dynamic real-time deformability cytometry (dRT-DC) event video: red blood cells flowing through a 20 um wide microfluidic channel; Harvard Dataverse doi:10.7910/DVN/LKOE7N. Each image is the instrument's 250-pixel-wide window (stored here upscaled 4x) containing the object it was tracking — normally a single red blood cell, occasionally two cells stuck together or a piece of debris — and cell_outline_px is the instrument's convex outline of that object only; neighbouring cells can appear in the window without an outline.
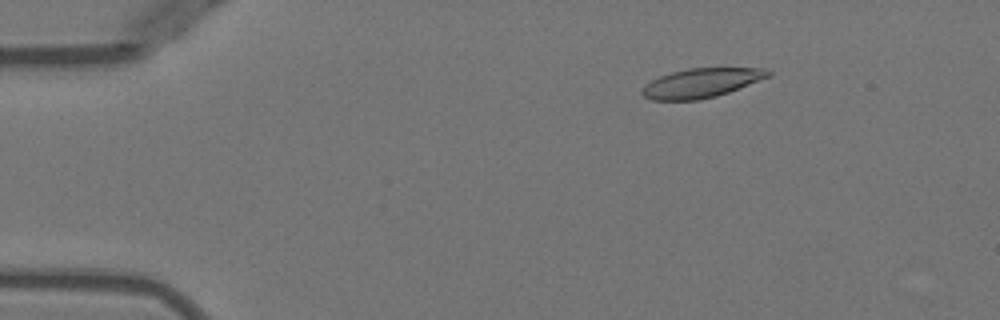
{"species": "Egyptian fruit bat (a non-hibernating species)", "species_latin": "Rousettus aegyptiacus", "temperature_condition": "warm", "stored_images_in_passage": 16, "camera_frame_rate_fps": 3000, "um_per_image_px": 0.085, "animal": {"sex": "female"}, "frame": {"image": 1, "passage_image": 8, "time_ms": 2.333, "image_size_px": [1000, 320], "cell_outline_px": [[772, 72], [768, 76], [728, 92], [716, 96], [700, 100], [652, 100], [644, 96], [640, 92], [644, 84], [660, 76], [672, 72], [688, 68], [768, 68]], "centroid_in_image_um": [59.56, 7.05], "position_along_channel_um": 25.4, "area_um2": 21.33}}